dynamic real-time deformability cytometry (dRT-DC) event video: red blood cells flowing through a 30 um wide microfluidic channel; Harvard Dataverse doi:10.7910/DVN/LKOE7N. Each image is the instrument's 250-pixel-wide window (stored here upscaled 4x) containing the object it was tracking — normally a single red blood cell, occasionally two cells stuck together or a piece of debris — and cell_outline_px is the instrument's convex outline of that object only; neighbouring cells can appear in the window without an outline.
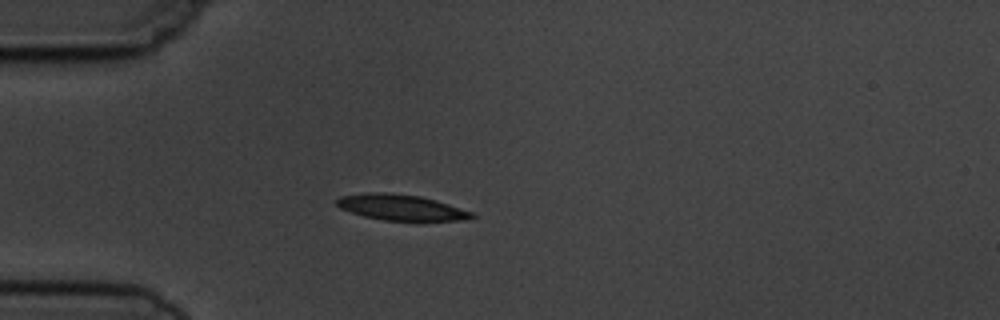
{"species": "common noctule bat (a hibernating species)", "species_latin": "Nyctalus noctula", "temperature_condition": "cold", "stored_images_in_passage": 5, "camera_frame_rate_fps": 3000, "um_per_image_px": 0.085, "animal": {"sex": "male", "body_mass_g": 19.5, "forearm_length_mm": 54.6}, "frame": {"image": 1, "passage_image": 3, "time_ms": 2.333, "image_size_px": [1000, 320], "cell_outline_px": [[476, 216], [472, 220], [384, 220], [364, 216], [340, 208], [336, 204], [336, 200], [340, 196], [368, 192], [388, 192], [420, 196], [436, 200], [472, 212]], "centroid_in_image_um": [34.09, 17.62], "position_along_channel_um": 50.9, "area_um2": 20.17}}
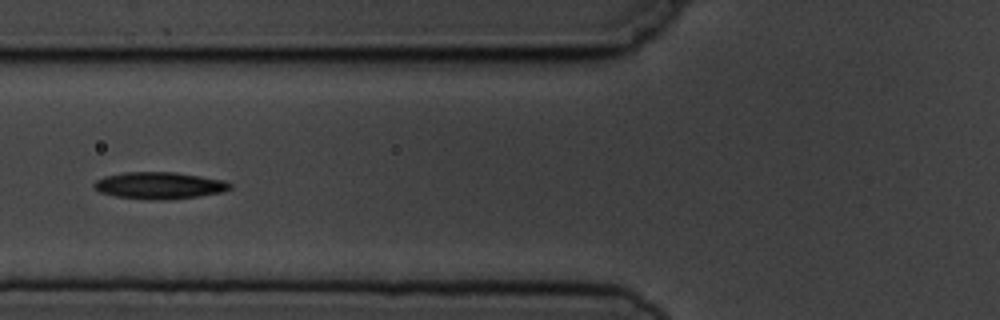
{"frame": {"image": 2, "passage_image": 5, "time_ms": 4.333, "image_size_px": [1000, 320], "cell_outline_px": [[232, 188], [220, 192], [200, 196], [164, 200], [152, 200], [116, 196], [100, 192], [92, 184], [96, 180], [104, 176], [124, 172], [176, 172], [224, 180], [232, 184]], "centroid_in_image_um": [13.55, 15.76], "position_along_channel_um": 112.3, "area_um2": 21.27}}